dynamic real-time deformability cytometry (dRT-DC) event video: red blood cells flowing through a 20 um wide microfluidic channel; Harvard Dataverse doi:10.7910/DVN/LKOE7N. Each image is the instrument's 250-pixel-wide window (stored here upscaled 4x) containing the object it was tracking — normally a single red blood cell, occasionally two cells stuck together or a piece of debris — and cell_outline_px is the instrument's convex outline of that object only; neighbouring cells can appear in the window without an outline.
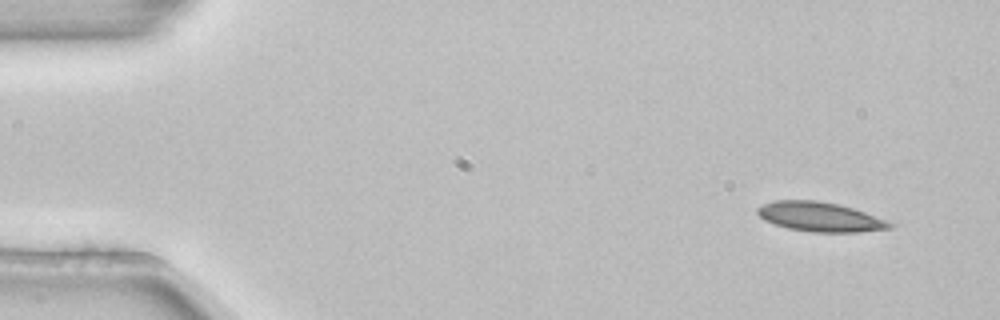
{"species": "common noctule bat (a hibernating species)", "species_latin": "Nyctalus noctula", "temperature_condition": "room temperature", "stored_images_in_passage": 3, "camera_frame_rate_fps": 3000, "um_per_image_px": 0.085, "animal": {"sex": "female", "body_mass_g": 22.7, "forearm_length_mm": 54.2}, "frame": {"image": 1, "passage_image": 1, "time_ms": 0.0, "image_size_px": [1000, 320], "cell_outline_px": [[896, 224], [892, 228], [860, 232], [812, 232], [788, 228], [764, 220], [756, 212], [756, 208], [772, 200], [816, 200], [836, 204], [852, 208], [864, 212]], "centroid_in_image_um": [69.69, 18.43], "position_along_channel_um": 15.3, "area_um2": 22.6}}
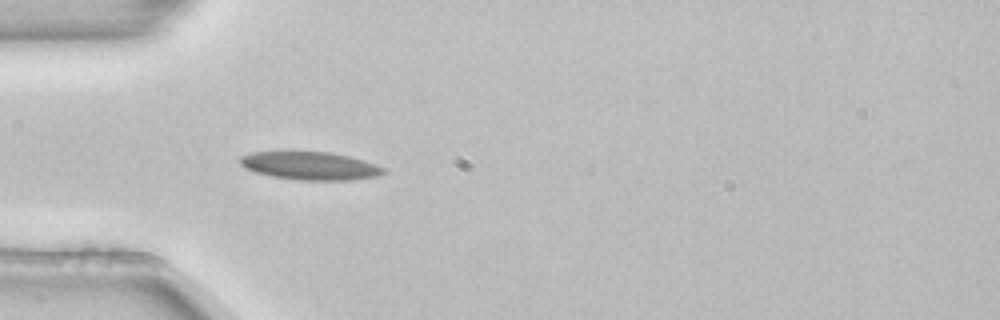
{"frame": {"image": 2, "passage_image": 3, "time_ms": 0.667, "image_size_px": [1000, 320], "cell_outline_px": [[384, 172], [376, 176], [352, 180], [300, 180], [272, 176], [256, 172], [244, 168], [240, 164], [240, 156], [252, 152], [332, 152], [364, 160], [376, 164], [384, 168]], "centroid_in_image_um": [26.35, 14.09], "position_along_channel_um": 58.7, "area_um2": 23.29}}